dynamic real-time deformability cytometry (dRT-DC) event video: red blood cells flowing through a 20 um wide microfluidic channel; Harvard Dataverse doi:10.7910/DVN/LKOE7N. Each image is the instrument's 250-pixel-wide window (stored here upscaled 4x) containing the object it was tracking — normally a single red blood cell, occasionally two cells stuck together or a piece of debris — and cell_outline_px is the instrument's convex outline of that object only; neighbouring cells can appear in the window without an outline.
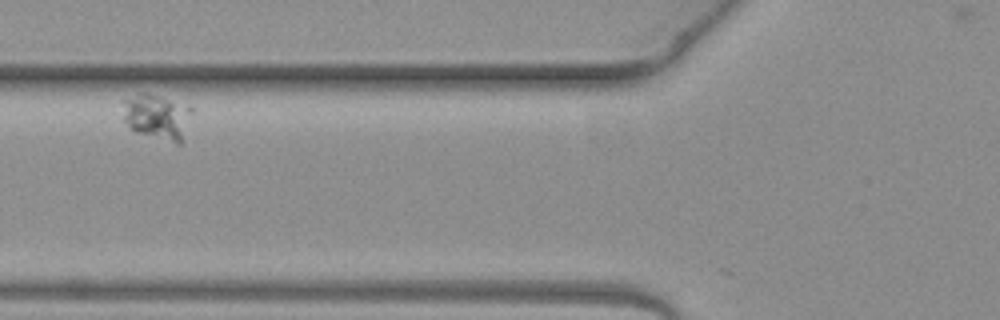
{"species": "common noctule bat (a hibernating species)", "species_latin": "Nyctalus noctula", "temperature_condition": "warm", "stored_images_in_passage": 3, "camera_frame_rate_fps": 3000, "um_per_image_px": 0.085, "animal": {"sex": "female", "body_mass_g": 19.3, "forearm_length_mm": 54.1}, "frame": {"image": 1, "passage_image": 2, "time_ms": 0.333, "image_size_px": [1000, 320], "cell_outline_px": [[192, 112], [180, 144], [176, 144], [136, 132], [124, 120], [120, 100], [136, 92], [144, 92], [160, 96], [188, 104], [192, 108]], "centroid_in_image_um": [13.31, 9.87], "position_along_channel_um": 112.5, "area_um2": 18.67}}